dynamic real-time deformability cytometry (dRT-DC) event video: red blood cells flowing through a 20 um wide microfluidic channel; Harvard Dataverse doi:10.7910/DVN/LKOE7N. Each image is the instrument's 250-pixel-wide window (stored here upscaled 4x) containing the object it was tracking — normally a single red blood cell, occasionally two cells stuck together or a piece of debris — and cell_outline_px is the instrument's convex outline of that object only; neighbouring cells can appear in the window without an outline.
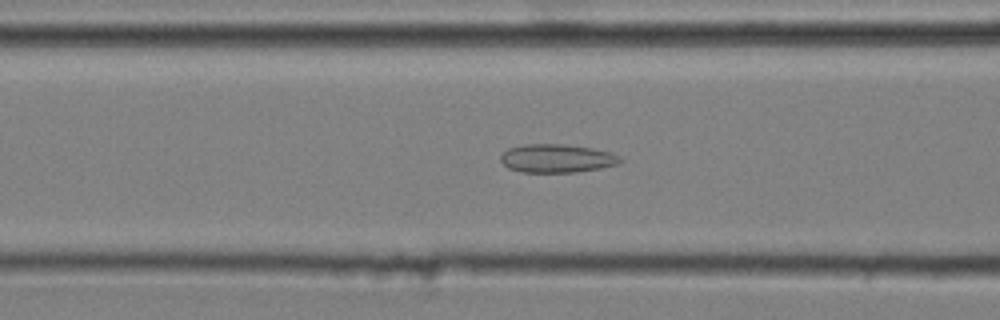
{"species": "common noctule bat (a hibernating species)", "species_latin": "Nyctalus noctula", "temperature_condition": "cold", "stored_images_in_passage": 52, "camera_frame_rate_fps": 3000, "um_per_image_px": 0.085, "animal": {"sex": "male", "body_mass_g": 20.4}, "frame": {"image": 1, "passage_image": 21, "time_ms": 6.667, "image_size_px": [1000, 320], "cell_outline_px": [[624, 160], [616, 164], [600, 168], [576, 172], [520, 172], [508, 168], [500, 160], [500, 156], [508, 148], [524, 144], [564, 144], [592, 148], [612, 152], [620, 156]], "centroid_in_image_um": [47.33, 13.46], "position_along_channel_um": 119.3, "area_um2": 19.88}}
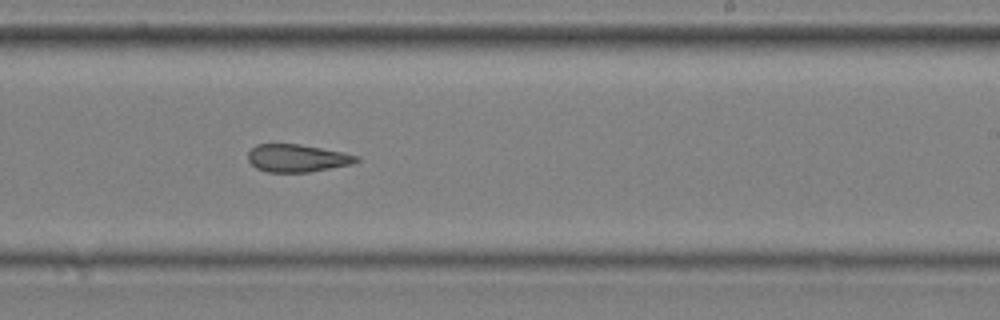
{"frame": {"image": 2, "passage_image": 33, "time_ms": 10.667, "image_size_px": [1000, 320], "cell_outline_px": [[360, 160], [352, 164], [308, 172], [268, 172], [256, 168], [248, 160], [248, 152], [256, 144], [300, 144], [360, 156]], "centroid_in_image_um": [25.24, 13.44], "position_along_channel_um": 263.8, "area_um2": 17.34}}
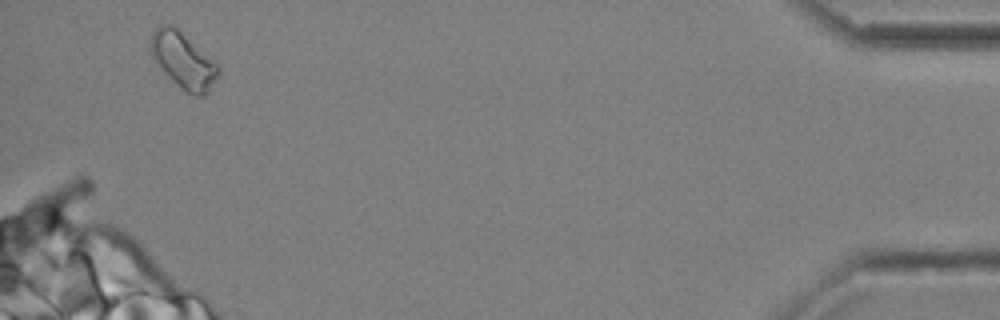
{"frame": {"image": 3, "passage_image": 51, "time_ms": 16.667, "image_size_px": [1000, 320], "cell_outline_px": [[220, 72], [208, 92], [204, 96], [192, 96], [152, 56], [148, 44], [152, 32], [156, 28], [164, 24], [168, 24], [176, 28], [216, 64], [220, 68]], "centroid_in_image_um": [15.58, 5.11], "position_along_channel_um": 419.6, "area_um2": 20.69}, "authors_computed_cell_mechanics": {"area_um2": 19.3341, "velocity_mm_per_s": 3.6212, "shape_relaxation_time_tau1_ms": null, "shape_relaxation_time_tau2_ms": 2.9419, "deformation_change_tau1": null, "deformation_change_tau2": 0.1164}}